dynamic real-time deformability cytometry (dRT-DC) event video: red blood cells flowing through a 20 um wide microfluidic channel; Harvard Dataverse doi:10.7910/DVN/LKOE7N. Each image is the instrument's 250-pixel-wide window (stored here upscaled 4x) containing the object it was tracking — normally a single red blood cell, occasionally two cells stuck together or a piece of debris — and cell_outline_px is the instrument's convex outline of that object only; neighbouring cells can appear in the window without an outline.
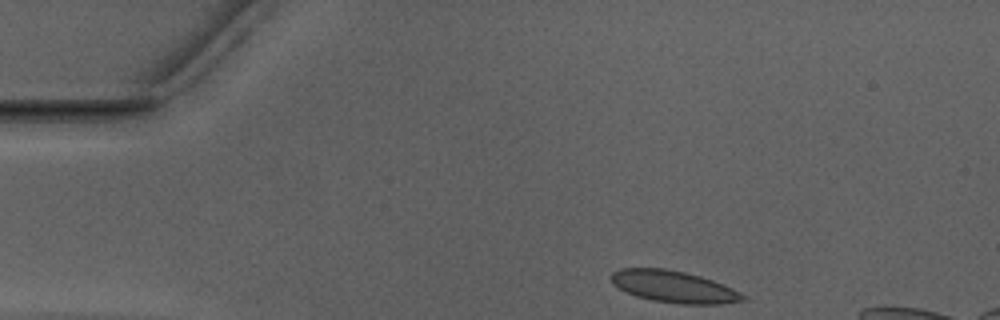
{"species": "Egyptian fruit bat (a non-hibernating species)", "species_latin": "Rousettus aegyptiacus", "temperature_condition": "warm", "stored_images_in_passage": 35, "camera_frame_rate_fps": 3000, "um_per_image_px": 0.085, "animal": {"sex": "male"}, "frame": {"image": 1, "passage_image": 1, "time_ms": 0.0, "image_size_px": [1000, 320], "cell_outline_px": [[748, 300], [720, 304], [684, 304], [652, 300], [636, 296], [612, 284], [612, 272], [620, 268], [664, 268], [684, 272], [700, 276], [724, 284], [748, 296]], "centroid_in_image_um": [57.32, 24.37], "position_along_channel_um": 27.7, "area_um2": 24.39}}
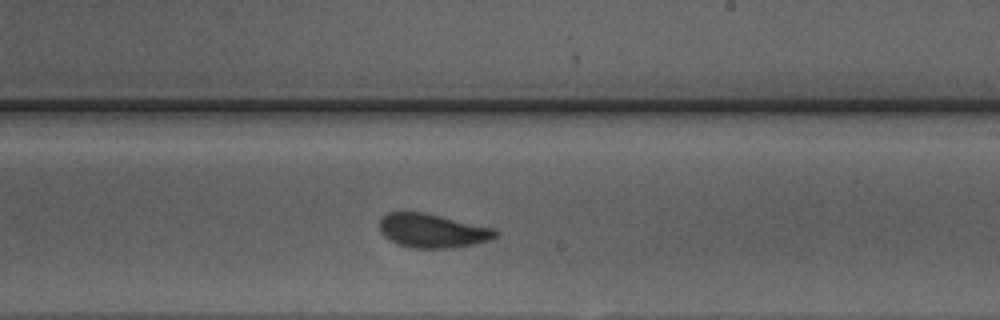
{"frame": {"image": 2, "passage_image": 23, "time_ms": 7.333, "image_size_px": [1000, 320], "cell_outline_px": [[500, 232], [492, 240], [472, 244], [448, 248], [416, 248], [400, 244], [384, 236], [380, 232], [380, 220], [388, 212], [424, 212], [496, 228]], "centroid_in_image_um": [36.81, 19.6], "position_along_channel_um": 252.2, "area_um2": 22.83}}
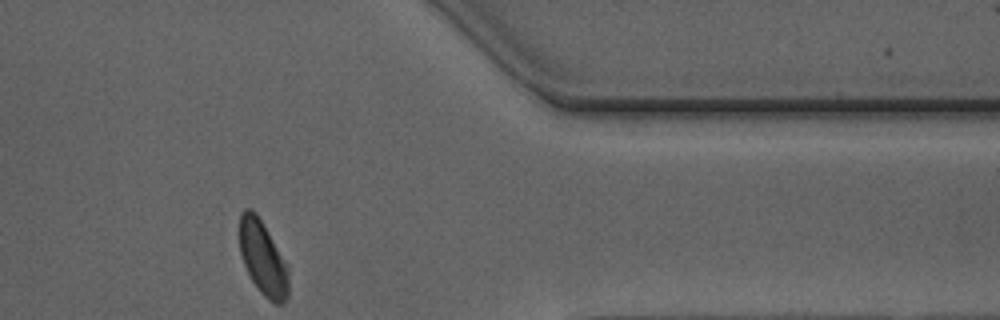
{"frame": {"image": 3, "passage_image": 35, "time_ms": 11.333, "image_size_px": [1000, 320], "cell_outline_px": [[288, 296], [280, 304], [276, 304], [268, 300], [260, 292], [252, 280], [244, 264], [240, 252], [240, 212], [244, 208], [252, 208], [256, 212], [288, 264]], "centroid_in_image_um": [22.35, 21.92], "position_along_channel_um": 389.1, "area_um2": 21.21}, "authors_computed_cell_mechanics": {"area_um2": 23.1778, "velocity_mm_per_s": 3.9352, "shape_relaxation_time_tau1_ms": 3.3618, "shape_relaxation_time_tau2_ms": 0.7676, "deformation_change_tau1": 0.1254, "deformation_change_tau2": 0.0556}}